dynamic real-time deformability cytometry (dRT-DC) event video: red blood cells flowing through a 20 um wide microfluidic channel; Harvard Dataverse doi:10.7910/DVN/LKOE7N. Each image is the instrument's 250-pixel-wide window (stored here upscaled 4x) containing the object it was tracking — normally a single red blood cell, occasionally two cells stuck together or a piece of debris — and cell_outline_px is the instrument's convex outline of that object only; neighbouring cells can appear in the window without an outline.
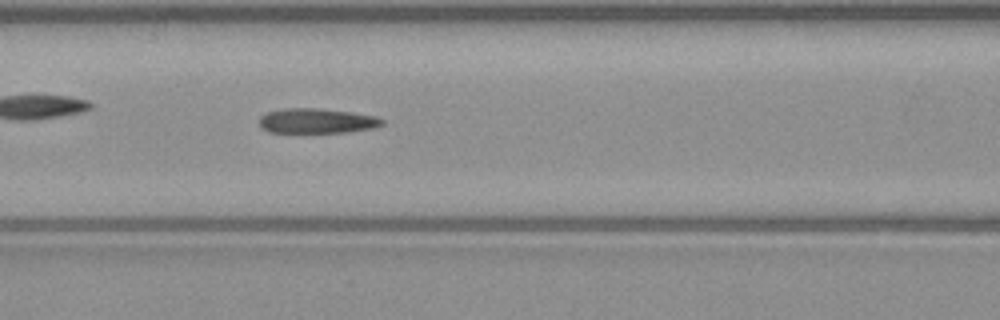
{"species": "common noctule bat (a hibernating species)", "species_latin": "Nyctalus noctula", "temperature_condition": "warm", "stored_images_in_passage": 51, "camera_frame_rate_fps": 3000, "um_per_image_px": 0.085, "animal": {"sex": "male", "body_mass_g": 23.1, "forearm_length_mm": 52.7}, "frame": {"image": 1, "passage_image": 22, "time_ms": 7.0, "image_size_px": [1000, 320], "cell_outline_px": [[384, 124], [372, 128], [348, 132], [268, 132], [260, 128], [260, 116], [268, 112], [284, 108], [320, 108], [352, 112], [376, 116], [384, 120]], "centroid_in_image_um": [26.93, 10.27], "position_along_channel_um": 139.7, "area_um2": 17.86}}
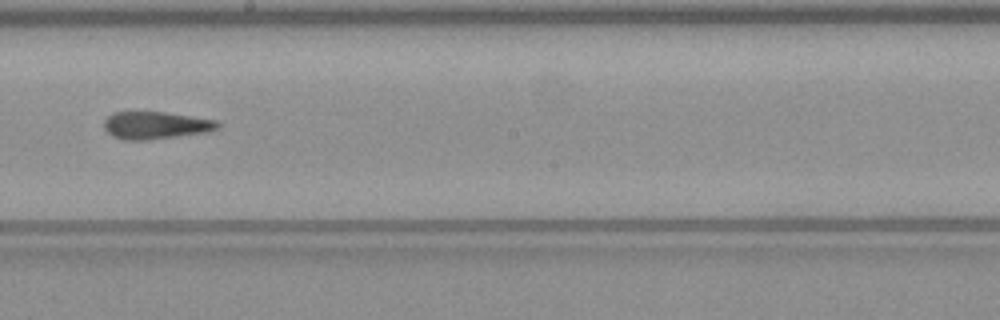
{"frame": {"image": 2, "passage_image": 29, "time_ms": 9.333, "image_size_px": [1000, 320], "cell_outline_px": [[220, 128], [208, 132], [148, 140], [124, 140], [112, 136], [104, 128], [104, 120], [112, 112], [164, 112], [216, 120], [220, 124]], "centroid_in_image_um": [13.23, 10.65], "position_along_channel_um": 235.0, "area_um2": 18.21}}
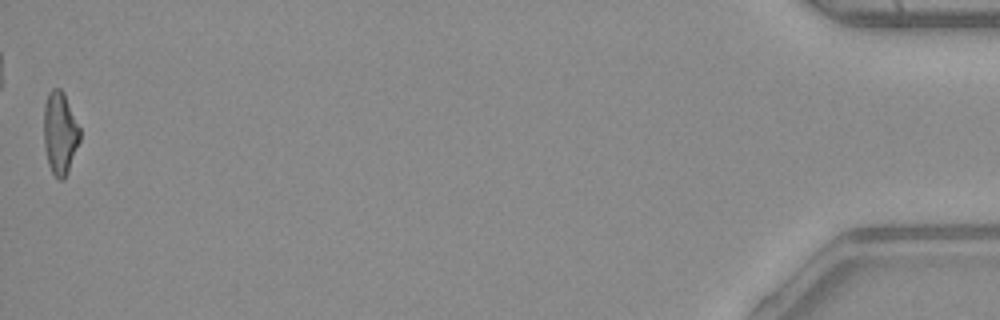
{"frame": {"image": 3, "passage_image": 51, "time_ms": 16.667, "image_size_px": [1000, 320], "cell_outline_px": [[80, 140], [68, 172], [64, 180], [60, 180], [52, 172], [48, 164], [44, 148], [44, 104], [48, 92], [52, 88], [60, 88], [64, 92], [80, 128]], "centroid_in_image_um": [5.09, 11.3], "position_along_channel_um": 430.1, "area_um2": 17.51}, "authors_computed_cell_mechanics": {"area_um2": 18.1492, "velocity_mm_per_s": 4.0906, "shape_relaxation_time_tau1_ms": null, "shape_relaxation_time_tau2_ms": 3.7221, "deformation_change_tau1": null, "deformation_change_tau2": 0.1441}}